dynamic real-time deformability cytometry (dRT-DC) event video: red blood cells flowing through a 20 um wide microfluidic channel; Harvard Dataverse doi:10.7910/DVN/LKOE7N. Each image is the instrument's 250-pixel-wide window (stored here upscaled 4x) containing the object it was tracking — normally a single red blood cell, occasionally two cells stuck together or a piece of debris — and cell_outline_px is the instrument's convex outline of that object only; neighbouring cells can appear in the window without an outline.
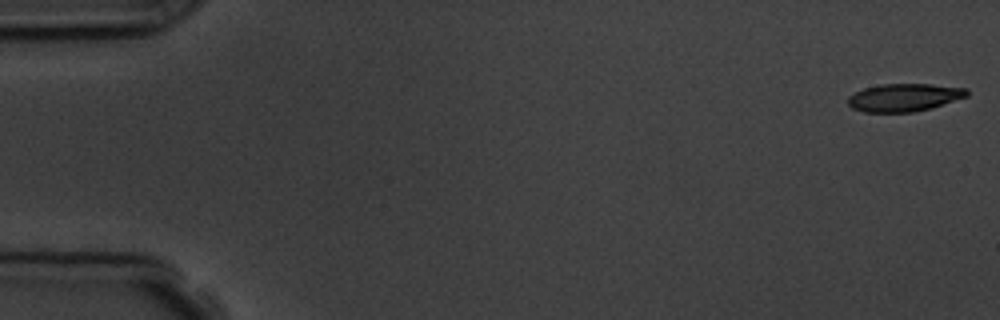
{"species": "common noctule bat (a hibernating species)", "species_latin": "Nyctalus noctula", "temperature_condition": "room temperature", "stored_images_in_passage": 8, "camera_frame_rate_fps": 3000, "um_per_image_px": 0.085, "animal": {"sex": "male", "body_mass_g": 19.5, "forearm_length_mm": 54.6}, "frame": {"image": 1, "passage_image": 1, "time_ms": 0.0, "image_size_px": [1000, 320], "cell_outline_px": [[968, 96], [932, 108], [912, 112], [864, 112], [852, 108], [848, 104], [848, 96], [864, 88], [880, 84], [932, 84], [968, 88]], "centroid_in_image_um": [76.87, 8.28], "position_along_channel_um": 8.1, "area_um2": 19.36}}
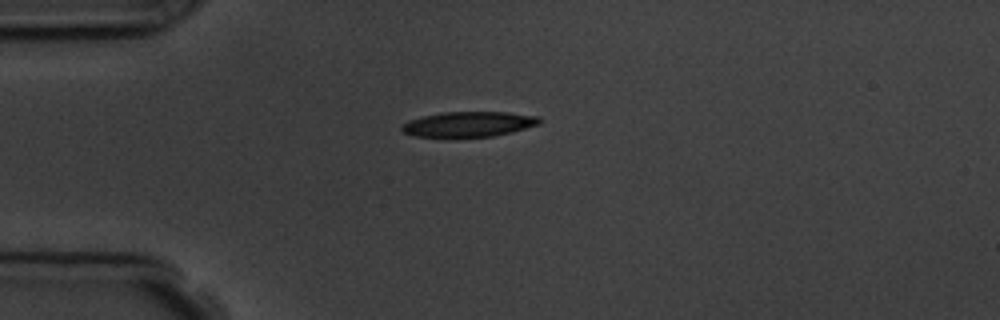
{"frame": {"image": 2, "passage_image": 5, "time_ms": 4.333, "image_size_px": [1000, 320], "cell_outline_px": [[540, 124], [512, 132], [492, 136], [456, 140], [416, 136], [404, 132], [400, 128], [408, 120], [440, 112], [508, 112], [540, 116]], "centroid_in_image_um": [39.82, 10.59], "position_along_channel_um": 45.2, "area_um2": 21.04}}